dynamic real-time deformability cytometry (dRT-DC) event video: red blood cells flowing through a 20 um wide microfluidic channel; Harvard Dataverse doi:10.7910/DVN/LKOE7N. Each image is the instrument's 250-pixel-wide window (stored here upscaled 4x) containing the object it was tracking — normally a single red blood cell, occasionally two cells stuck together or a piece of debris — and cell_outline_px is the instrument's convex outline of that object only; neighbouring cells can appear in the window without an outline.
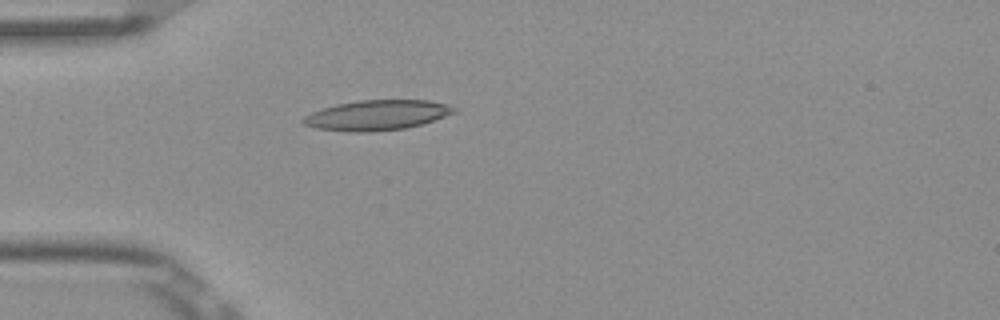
{"species": "Egyptian fruit bat (a non-hibernating species)", "species_latin": "Rousettus aegyptiacus", "temperature_condition": "room temperature", "stored_images_in_passage": 4, "camera_frame_rate_fps": 3000, "um_per_image_px": 0.085, "frame": {"image": 1, "passage_image": 4, "time_ms": 1.0, "image_size_px": [1000, 320], "cell_outline_px": [[460, 108], [456, 112], [420, 124], [404, 128], [372, 132], [356, 132], [316, 128], [304, 124], [300, 120], [304, 116], [320, 108], [336, 104], [360, 100], [428, 100], [448, 104]], "centroid_in_image_um": [32.04, 9.78], "position_along_channel_um": 53.0, "area_um2": 26.41}}